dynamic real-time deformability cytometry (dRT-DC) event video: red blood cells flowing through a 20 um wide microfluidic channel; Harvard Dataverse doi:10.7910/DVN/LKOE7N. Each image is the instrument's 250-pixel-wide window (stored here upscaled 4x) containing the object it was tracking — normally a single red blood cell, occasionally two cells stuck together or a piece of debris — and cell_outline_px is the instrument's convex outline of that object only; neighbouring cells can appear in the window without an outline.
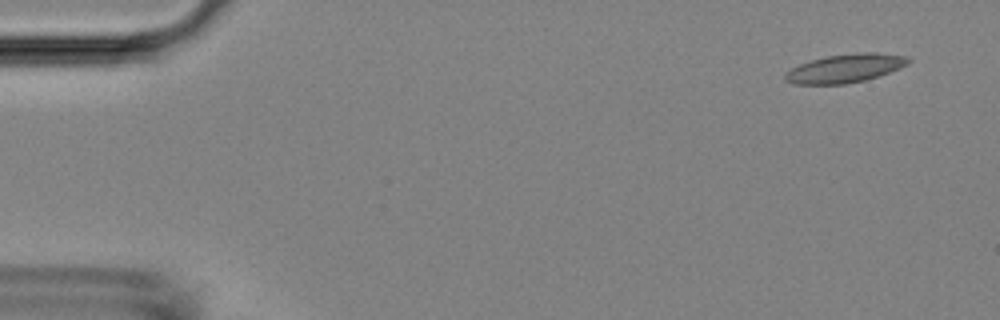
{"species": "Egyptian fruit bat (a non-hibernating species)", "species_latin": "Rousettus aegyptiacus", "temperature_condition": "room temperature", "stored_images_in_passage": 52, "camera_frame_rate_fps": 3000, "um_per_image_px": 0.085, "animal": {"sex": "female"}, "frame": {"image": 1, "passage_image": 3, "time_ms": 0.667, "image_size_px": [1000, 320], "cell_outline_px": [[912, 60], [908, 64], [900, 68], [864, 80], [844, 84], [792, 84], [784, 80], [784, 72], [800, 64], [812, 60], [828, 56], [864, 52], [876, 52], [908, 56]], "centroid_in_image_um": [71.83, 5.81], "position_along_channel_um": 13.2, "area_um2": 20.35}}
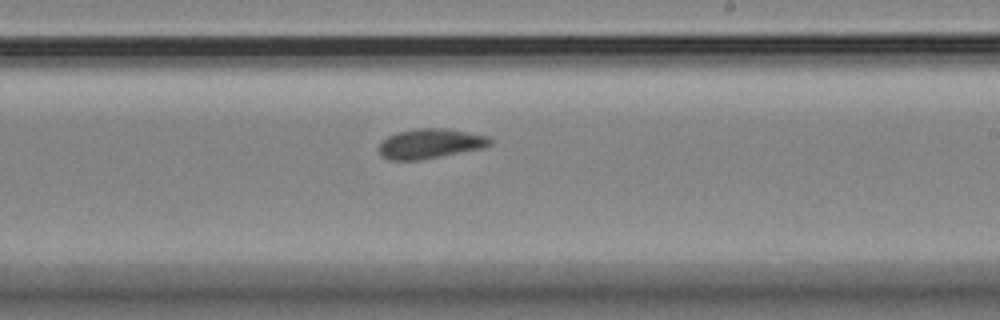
{"frame": {"image": 2, "passage_image": 31, "time_ms": 10.0, "image_size_px": [1000, 320], "cell_outline_px": [[492, 144], [488, 148], [424, 160], [388, 160], [380, 156], [376, 148], [388, 136], [396, 132], [416, 128], [444, 128], [488, 136], [492, 140]], "centroid_in_image_um": [36.58, 12.23], "position_along_channel_um": 252.4, "area_um2": 19.88}}
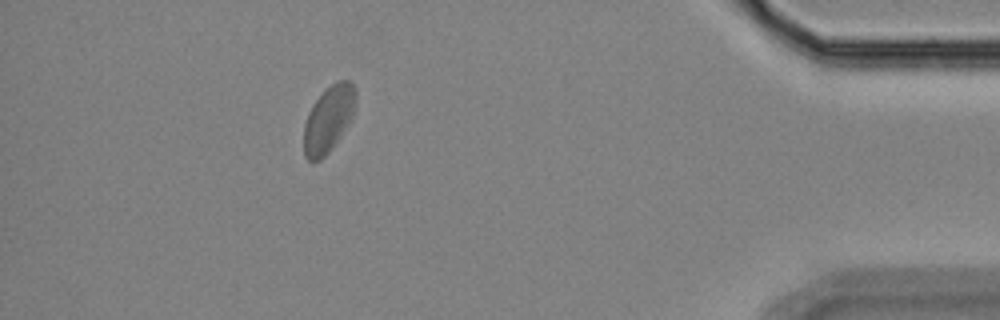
{"frame": {"image": 3, "passage_image": 47, "time_ms": 15.333, "image_size_px": [1000, 320], "cell_outline_px": [[356, 104], [352, 116], [348, 124], [332, 148], [320, 160], [308, 160], [304, 156], [304, 124], [308, 112], [312, 104], [324, 88], [336, 80], [352, 80], [356, 88]], "centroid_in_image_um": [27.93, 10.05], "position_along_channel_um": 407.3, "area_um2": 20.35}, "authors_computed_cell_mechanics": {"area_um2": 19.6231, "velocity_mm_per_s": 3.8016, "shape_relaxation_time_tau1_ms": null, "shape_relaxation_time_tau2_ms": 2.1935, "deformation_change_tau1": null, "deformation_change_tau2": 0.0665}}